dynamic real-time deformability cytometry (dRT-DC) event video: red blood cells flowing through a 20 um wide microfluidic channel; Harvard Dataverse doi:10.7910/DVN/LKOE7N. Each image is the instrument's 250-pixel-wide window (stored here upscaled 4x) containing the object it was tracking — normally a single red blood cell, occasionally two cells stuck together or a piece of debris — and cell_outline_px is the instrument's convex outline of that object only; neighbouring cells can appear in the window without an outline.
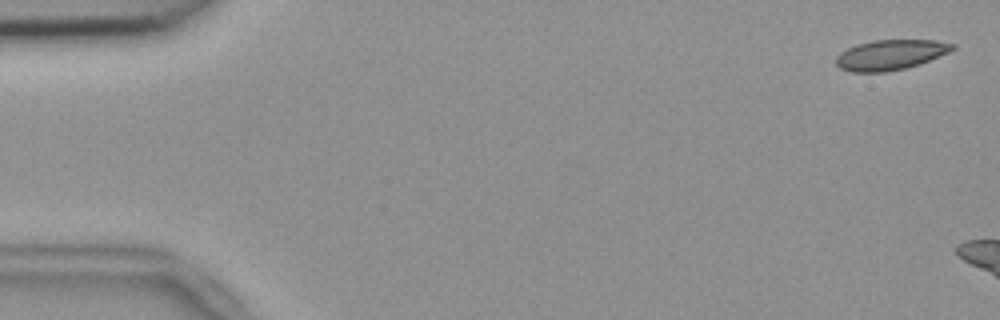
{"species": "common noctule bat (a hibernating species)", "species_latin": "Nyctalus noctula", "temperature_condition": "room temperature", "stored_images_in_passage": 8, "camera_frame_rate_fps": 3000, "um_per_image_px": 0.085, "animal": {"sex": "female", "body_mass_g": 18.4}, "frame": {"image": 1, "passage_image": 2, "time_ms": 0.333, "image_size_px": [1000, 320], "cell_outline_px": [[956, 48], [948, 52], [920, 64], [904, 68], [884, 72], [852, 72], [840, 68], [836, 64], [836, 56], [840, 52], [856, 44], [872, 40], [936, 40], [956, 44]], "centroid_in_image_um": [75.68, 4.65], "position_along_channel_um": 9.3, "area_um2": 20.46}}